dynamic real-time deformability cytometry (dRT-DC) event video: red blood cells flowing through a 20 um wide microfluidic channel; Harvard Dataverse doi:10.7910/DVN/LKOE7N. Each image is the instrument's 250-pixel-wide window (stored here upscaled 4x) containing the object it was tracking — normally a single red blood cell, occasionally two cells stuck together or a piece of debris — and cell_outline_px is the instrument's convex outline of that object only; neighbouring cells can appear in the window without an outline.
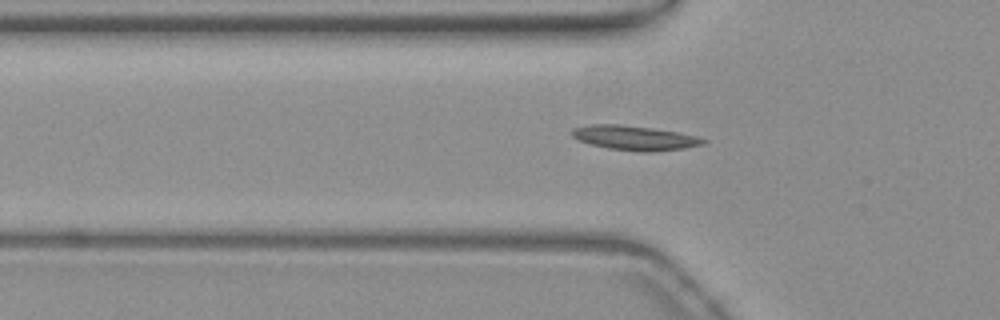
{"species": "common noctule bat (a hibernating species)", "species_latin": "Nyctalus noctula", "temperature_condition": "warm", "stored_images_in_passage": 31, "camera_frame_rate_fps": 3000, "um_per_image_px": 0.085, "animal": {"sex": "female", "body_mass_g": 19.3, "forearm_length_mm": 54.1}, "frame": {"image": 1, "passage_image": 4, "time_ms": 1.0, "image_size_px": [1000, 320], "cell_outline_px": [[708, 140], [704, 144], [684, 148], [652, 152], [640, 152], [608, 148], [592, 144], [580, 140], [572, 136], [572, 128], [592, 124], [616, 124], [648, 128], [676, 132], [696, 136]], "centroid_in_image_um": [53.95, 11.73], "position_along_channel_um": 71.9, "area_um2": 18.44}}
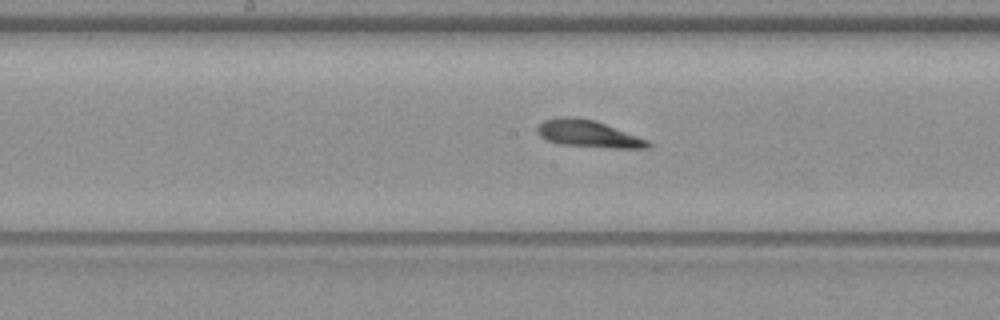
{"frame": {"image": 2, "passage_image": 14, "time_ms": 4.333, "image_size_px": [1000, 320], "cell_outline_px": [[652, 144], [648, 148], [612, 148], [560, 144], [548, 140], [540, 136], [536, 128], [544, 120], [596, 120], [648, 140]], "centroid_in_image_um": [50.1, 11.43], "position_along_channel_um": 198.1, "area_um2": 16.47}}
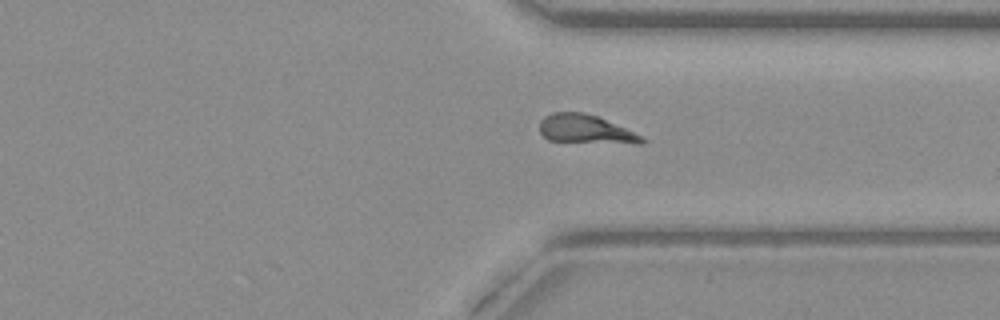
{"frame": {"image": 3, "passage_image": 27, "time_ms": 8.667, "image_size_px": [1000, 320], "cell_outline_px": [[648, 140], [644, 144], [636, 144], [548, 140], [540, 132], [540, 120], [544, 116], [552, 112], [584, 112], [596, 116], [624, 128]], "centroid_in_image_um": [49.75, 10.98], "position_along_channel_um": 361.6, "area_um2": 16.88}}